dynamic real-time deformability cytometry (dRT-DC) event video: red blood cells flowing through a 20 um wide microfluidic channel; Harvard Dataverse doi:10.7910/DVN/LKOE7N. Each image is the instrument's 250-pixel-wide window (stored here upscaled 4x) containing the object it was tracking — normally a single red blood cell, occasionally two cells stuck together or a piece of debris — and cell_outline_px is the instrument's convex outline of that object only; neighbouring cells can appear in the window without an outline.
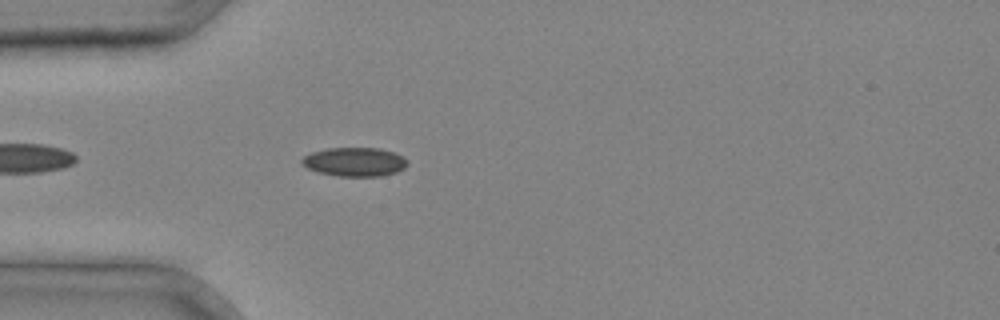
{"species": "common noctule bat (a hibernating species)", "species_latin": "Nyctalus noctula", "temperature_condition": "cold", "stored_images_in_passage": 29, "camera_frame_rate_fps": 3000, "um_per_image_px": 0.085, "animal": {"sex": "male", "body_mass_g": 20.4}, "frame": {"image": 1, "passage_image": 3, "time_ms": 0.667, "image_size_px": [1000, 320], "cell_outline_px": [[408, 164], [404, 168], [396, 172], [380, 176], [340, 176], [316, 172], [300, 164], [300, 160], [304, 156], [312, 152], [328, 148], [380, 148], [392, 152], [408, 160]], "centroid_in_image_um": [30.11, 13.76], "position_along_channel_um": 54.9, "area_um2": 17.74}}
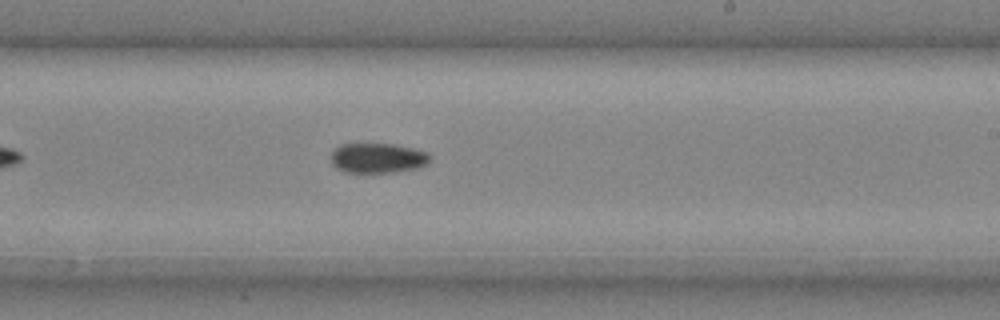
{"frame": {"image": 2, "passage_image": 15, "time_ms": 4.667, "image_size_px": [1000, 320], "cell_outline_px": [[432, 160], [428, 164], [416, 168], [392, 172], [344, 172], [336, 168], [332, 164], [332, 152], [340, 144], [392, 144], [412, 148], [424, 152]], "centroid_in_image_um": [32.08, 13.44], "position_along_channel_um": 256.9, "area_um2": 17.05}}
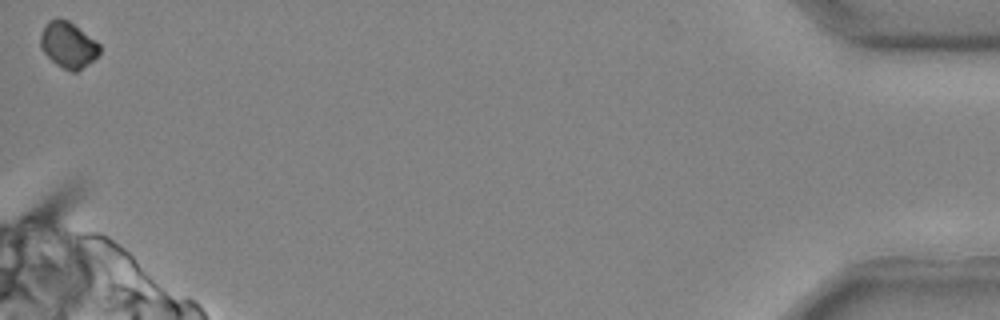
{"frame": {"image": 3, "passage_image": 29, "time_ms": 9.333, "image_size_px": [1000, 320], "cell_outline_px": [[100, 52], [88, 64], [76, 72], [72, 72], [56, 64], [40, 48], [40, 36], [48, 20], [68, 20], [96, 40], [100, 44]], "centroid_in_image_um": [5.8, 3.83], "position_along_channel_um": 429.4, "area_um2": 15.55}}